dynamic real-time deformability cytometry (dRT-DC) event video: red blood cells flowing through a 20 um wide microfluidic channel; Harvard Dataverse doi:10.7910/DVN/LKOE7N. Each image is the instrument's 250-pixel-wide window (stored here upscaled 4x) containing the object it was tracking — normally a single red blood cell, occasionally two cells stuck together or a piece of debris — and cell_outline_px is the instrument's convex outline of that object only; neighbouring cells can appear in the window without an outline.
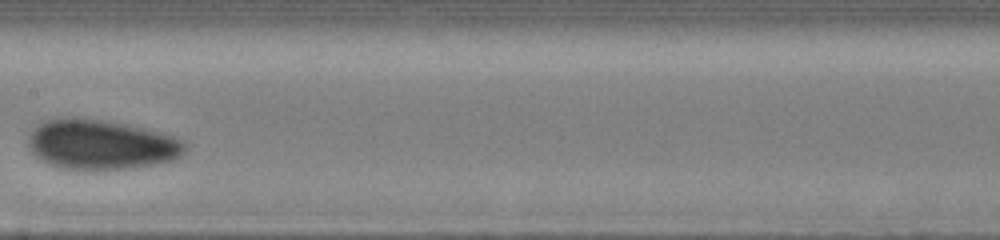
{"species": "human", "species_latin": "Homo sapiens", "temperature_condition": "cold", "stored_images_in_passage": 13, "camera_frame_rate_fps": 3000, "um_per_image_px": 0.085, "donor": {"sex": "male"}, "frame": {"image": 1, "passage_image": 8, "time_ms": 4.333, "image_size_px": [1000, 240], "cell_outline_px": [[188, 148], [180, 156], [172, 160], [152, 164], [128, 168], [60, 168], [48, 164], [36, 156], [32, 152], [28, 144], [28, 136], [44, 120], [64, 116], [100, 120], [128, 124], [160, 132], [184, 140]], "centroid_in_image_um": [8.59, 12.26], "position_along_channel_um": 198.8, "area_um2": 45.08}}